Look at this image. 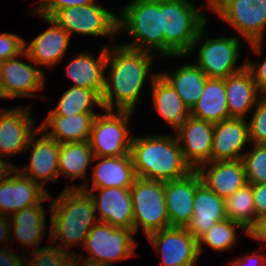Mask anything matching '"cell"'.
Wrapping results in <instances>:
<instances>
[{"label":"cell","instance_id":"cell-1","mask_svg":"<svg viewBox=\"0 0 266 266\" xmlns=\"http://www.w3.org/2000/svg\"><path fill=\"white\" fill-rule=\"evenodd\" d=\"M109 45L105 70L107 76L101 95L104 110L135 112L145 82L151 84L159 74V71H151L155 59L159 58L154 53L130 49L119 42Z\"/></svg>","mask_w":266,"mask_h":266},{"label":"cell","instance_id":"cell-2","mask_svg":"<svg viewBox=\"0 0 266 266\" xmlns=\"http://www.w3.org/2000/svg\"><path fill=\"white\" fill-rule=\"evenodd\" d=\"M50 200V242L75 255L72 248H81L98 222L94 200L81 188H64L56 197L50 194Z\"/></svg>","mask_w":266,"mask_h":266},{"label":"cell","instance_id":"cell-3","mask_svg":"<svg viewBox=\"0 0 266 266\" xmlns=\"http://www.w3.org/2000/svg\"><path fill=\"white\" fill-rule=\"evenodd\" d=\"M130 155L136 177L167 182L192 171L185 162L175 134L133 136Z\"/></svg>","mask_w":266,"mask_h":266},{"label":"cell","instance_id":"cell-4","mask_svg":"<svg viewBox=\"0 0 266 266\" xmlns=\"http://www.w3.org/2000/svg\"><path fill=\"white\" fill-rule=\"evenodd\" d=\"M205 3L197 7L191 0H162L163 59L187 58L200 30L209 22V15L202 10L210 11V2Z\"/></svg>","mask_w":266,"mask_h":266},{"label":"cell","instance_id":"cell-5","mask_svg":"<svg viewBox=\"0 0 266 266\" xmlns=\"http://www.w3.org/2000/svg\"><path fill=\"white\" fill-rule=\"evenodd\" d=\"M117 32L131 40L121 45L130 49L148 51L164 57L162 30V0H130L119 9ZM125 32V33H124Z\"/></svg>","mask_w":266,"mask_h":266},{"label":"cell","instance_id":"cell-6","mask_svg":"<svg viewBox=\"0 0 266 266\" xmlns=\"http://www.w3.org/2000/svg\"><path fill=\"white\" fill-rule=\"evenodd\" d=\"M210 12L238 33L254 55H262L266 43V0H212Z\"/></svg>","mask_w":266,"mask_h":266},{"label":"cell","instance_id":"cell-7","mask_svg":"<svg viewBox=\"0 0 266 266\" xmlns=\"http://www.w3.org/2000/svg\"><path fill=\"white\" fill-rule=\"evenodd\" d=\"M133 229L114 227L105 222H97L85 238L82 246L87 252L75 253L76 263L91 266H115L114 262L136 256Z\"/></svg>","mask_w":266,"mask_h":266},{"label":"cell","instance_id":"cell-8","mask_svg":"<svg viewBox=\"0 0 266 266\" xmlns=\"http://www.w3.org/2000/svg\"><path fill=\"white\" fill-rule=\"evenodd\" d=\"M208 24L209 22L200 30L186 56L196 52L197 57L194 63L208 78L225 79L243 70L246 67V60L237 63L241 58L240 47H243L239 35H219L212 38V35L208 36L205 33Z\"/></svg>","mask_w":266,"mask_h":266},{"label":"cell","instance_id":"cell-9","mask_svg":"<svg viewBox=\"0 0 266 266\" xmlns=\"http://www.w3.org/2000/svg\"><path fill=\"white\" fill-rule=\"evenodd\" d=\"M133 232L144 236L170 227L166 209L164 182L136 177L131 186Z\"/></svg>","mask_w":266,"mask_h":266},{"label":"cell","instance_id":"cell-10","mask_svg":"<svg viewBox=\"0 0 266 266\" xmlns=\"http://www.w3.org/2000/svg\"><path fill=\"white\" fill-rule=\"evenodd\" d=\"M133 111L103 110L95 116L89 143L94 156L124 157L130 154ZM131 135V136H130Z\"/></svg>","mask_w":266,"mask_h":266},{"label":"cell","instance_id":"cell-11","mask_svg":"<svg viewBox=\"0 0 266 266\" xmlns=\"http://www.w3.org/2000/svg\"><path fill=\"white\" fill-rule=\"evenodd\" d=\"M118 13L96 2L89 5L73 6L58 10L51 18L69 35L111 38L115 44Z\"/></svg>","mask_w":266,"mask_h":266},{"label":"cell","instance_id":"cell-12","mask_svg":"<svg viewBox=\"0 0 266 266\" xmlns=\"http://www.w3.org/2000/svg\"><path fill=\"white\" fill-rule=\"evenodd\" d=\"M22 58V60L20 59ZM26 59L27 61H24ZM46 75L24 51L21 55L1 61L0 98H44L40 92L46 91ZM39 91V92H38ZM39 93V94H38Z\"/></svg>","mask_w":266,"mask_h":266},{"label":"cell","instance_id":"cell-13","mask_svg":"<svg viewBox=\"0 0 266 266\" xmlns=\"http://www.w3.org/2000/svg\"><path fill=\"white\" fill-rule=\"evenodd\" d=\"M39 136H38V135ZM37 138V139H36ZM29 151V162L24 168L15 167L23 176L32 179L48 193V182L59 178L60 143L48 137L40 128L30 137L25 152Z\"/></svg>","mask_w":266,"mask_h":266},{"label":"cell","instance_id":"cell-14","mask_svg":"<svg viewBox=\"0 0 266 266\" xmlns=\"http://www.w3.org/2000/svg\"><path fill=\"white\" fill-rule=\"evenodd\" d=\"M146 238L161 256L160 266H195L200 258L198 241L185 227L170 226Z\"/></svg>","mask_w":266,"mask_h":266},{"label":"cell","instance_id":"cell-15","mask_svg":"<svg viewBox=\"0 0 266 266\" xmlns=\"http://www.w3.org/2000/svg\"><path fill=\"white\" fill-rule=\"evenodd\" d=\"M30 103L12 109L0 110V158L25 153L30 137L39 129L31 115ZM33 118V119H32Z\"/></svg>","mask_w":266,"mask_h":266},{"label":"cell","instance_id":"cell-16","mask_svg":"<svg viewBox=\"0 0 266 266\" xmlns=\"http://www.w3.org/2000/svg\"><path fill=\"white\" fill-rule=\"evenodd\" d=\"M29 14L37 15L50 26L48 25L47 29L36 35L30 43L25 40L24 51L41 70L44 66L53 69L65 58L71 36L52 18L39 15L34 10Z\"/></svg>","mask_w":266,"mask_h":266},{"label":"cell","instance_id":"cell-17","mask_svg":"<svg viewBox=\"0 0 266 266\" xmlns=\"http://www.w3.org/2000/svg\"><path fill=\"white\" fill-rule=\"evenodd\" d=\"M214 123L189 116L174 132L185 162L192 170L211 162Z\"/></svg>","mask_w":266,"mask_h":266},{"label":"cell","instance_id":"cell-18","mask_svg":"<svg viewBox=\"0 0 266 266\" xmlns=\"http://www.w3.org/2000/svg\"><path fill=\"white\" fill-rule=\"evenodd\" d=\"M50 200V193L15 168L0 181V213H13Z\"/></svg>","mask_w":266,"mask_h":266},{"label":"cell","instance_id":"cell-19","mask_svg":"<svg viewBox=\"0 0 266 266\" xmlns=\"http://www.w3.org/2000/svg\"><path fill=\"white\" fill-rule=\"evenodd\" d=\"M92 196L98 222L114 227L133 229V208L130 188L83 189Z\"/></svg>","mask_w":266,"mask_h":266},{"label":"cell","instance_id":"cell-20","mask_svg":"<svg viewBox=\"0 0 266 266\" xmlns=\"http://www.w3.org/2000/svg\"><path fill=\"white\" fill-rule=\"evenodd\" d=\"M249 145L247 119L229 118L214 123L211 161L241 160Z\"/></svg>","mask_w":266,"mask_h":266},{"label":"cell","instance_id":"cell-21","mask_svg":"<svg viewBox=\"0 0 266 266\" xmlns=\"http://www.w3.org/2000/svg\"><path fill=\"white\" fill-rule=\"evenodd\" d=\"M201 182L197 170L186 176L164 182L165 202L170 226L186 227L193 215L196 186Z\"/></svg>","mask_w":266,"mask_h":266},{"label":"cell","instance_id":"cell-22","mask_svg":"<svg viewBox=\"0 0 266 266\" xmlns=\"http://www.w3.org/2000/svg\"><path fill=\"white\" fill-rule=\"evenodd\" d=\"M108 45H103L98 56L94 53L78 52L70 56L64 71L74 87L95 90L100 96L105 86L106 56Z\"/></svg>","mask_w":266,"mask_h":266},{"label":"cell","instance_id":"cell-23","mask_svg":"<svg viewBox=\"0 0 266 266\" xmlns=\"http://www.w3.org/2000/svg\"><path fill=\"white\" fill-rule=\"evenodd\" d=\"M93 163L90 172V176L92 177L90 179L87 178V182L81 189L130 188L136 179L130 154L124 157L94 156Z\"/></svg>","mask_w":266,"mask_h":266},{"label":"cell","instance_id":"cell-24","mask_svg":"<svg viewBox=\"0 0 266 266\" xmlns=\"http://www.w3.org/2000/svg\"><path fill=\"white\" fill-rule=\"evenodd\" d=\"M197 171L201 181L223 199L248 184L242 160L211 161Z\"/></svg>","mask_w":266,"mask_h":266},{"label":"cell","instance_id":"cell-25","mask_svg":"<svg viewBox=\"0 0 266 266\" xmlns=\"http://www.w3.org/2000/svg\"><path fill=\"white\" fill-rule=\"evenodd\" d=\"M225 91L229 118L247 119L264 96L246 67L225 78Z\"/></svg>","mask_w":266,"mask_h":266},{"label":"cell","instance_id":"cell-26","mask_svg":"<svg viewBox=\"0 0 266 266\" xmlns=\"http://www.w3.org/2000/svg\"><path fill=\"white\" fill-rule=\"evenodd\" d=\"M42 204L21 209L10 216V244L12 245L15 239L22 247H25L24 249L27 247L25 253L40 248L39 245L46 236V227L48 228L46 224L47 210Z\"/></svg>","mask_w":266,"mask_h":266},{"label":"cell","instance_id":"cell-27","mask_svg":"<svg viewBox=\"0 0 266 266\" xmlns=\"http://www.w3.org/2000/svg\"><path fill=\"white\" fill-rule=\"evenodd\" d=\"M225 199L210 190L202 181L196 186L193 200V215L185 227L198 239L216 222L226 219Z\"/></svg>","mask_w":266,"mask_h":266},{"label":"cell","instance_id":"cell-28","mask_svg":"<svg viewBox=\"0 0 266 266\" xmlns=\"http://www.w3.org/2000/svg\"><path fill=\"white\" fill-rule=\"evenodd\" d=\"M98 113L59 116L49 110L39 128L58 143L83 142L90 138L93 120Z\"/></svg>","mask_w":266,"mask_h":266},{"label":"cell","instance_id":"cell-29","mask_svg":"<svg viewBox=\"0 0 266 266\" xmlns=\"http://www.w3.org/2000/svg\"><path fill=\"white\" fill-rule=\"evenodd\" d=\"M149 86L154 111L175 132L190 116V109L160 73Z\"/></svg>","mask_w":266,"mask_h":266},{"label":"cell","instance_id":"cell-30","mask_svg":"<svg viewBox=\"0 0 266 266\" xmlns=\"http://www.w3.org/2000/svg\"><path fill=\"white\" fill-rule=\"evenodd\" d=\"M94 153L89 140L83 142H66L60 144L59 155V176L67 177L72 183H68L64 188H82L87 182L88 168L93 164ZM90 166V167H89ZM87 175V176H86ZM84 179L79 184H74L76 180Z\"/></svg>","mask_w":266,"mask_h":266},{"label":"cell","instance_id":"cell-31","mask_svg":"<svg viewBox=\"0 0 266 266\" xmlns=\"http://www.w3.org/2000/svg\"><path fill=\"white\" fill-rule=\"evenodd\" d=\"M183 63L173 68L159 70L160 74L172 85L184 104L191 110L203 93L208 77L195 64Z\"/></svg>","mask_w":266,"mask_h":266},{"label":"cell","instance_id":"cell-32","mask_svg":"<svg viewBox=\"0 0 266 266\" xmlns=\"http://www.w3.org/2000/svg\"><path fill=\"white\" fill-rule=\"evenodd\" d=\"M190 115L212 123L229 119L225 79L208 78L203 93L190 110Z\"/></svg>","mask_w":266,"mask_h":266},{"label":"cell","instance_id":"cell-33","mask_svg":"<svg viewBox=\"0 0 266 266\" xmlns=\"http://www.w3.org/2000/svg\"><path fill=\"white\" fill-rule=\"evenodd\" d=\"M95 106L101 111L104 110L101 96L95 90L70 86L51 110L56 115L67 117L81 113H97Z\"/></svg>","mask_w":266,"mask_h":266},{"label":"cell","instance_id":"cell-34","mask_svg":"<svg viewBox=\"0 0 266 266\" xmlns=\"http://www.w3.org/2000/svg\"><path fill=\"white\" fill-rule=\"evenodd\" d=\"M238 229L248 236V232L237 222L226 218L220 222H216L208 231L201 235L198 241V251L200 256L208 247L216 252L233 251V247L237 244L239 238ZM205 245V247H204Z\"/></svg>","mask_w":266,"mask_h":266},{"label":"cell","instance_id":"cell-35","mask_svg":"<svg viewBox=\"0 0 266 266\" xmlns=\"http://www.w3.org/2000/svg\"><path fill=\"white\" fill-rule=\"evenodd\" d=\"M226 217L249 232L257 223L252 185L246 184L225 199Z\"/></svg>","mask_w":266,"mask_h":266},{"label":"cell","instance_id":"cell-36","mask_svg":"<svg viewBox=\"0 0 266 266\" xmlns=\"http://www.w3.org/2000/svg\"><path fill=\"white\" fill-rule=\"evenodd\" d=\"M48 239L49 245L26 253V266H76L73 254L50 242V229Z\"/></svg>","mask_w":266,"mask_h":266},{"label":"cell","instance_id":"cell-37","mask_svg":"<svg viewBox=\"0 0 266 266\" xmlns=\"http://www.w3.org/2000/svg\"><path fill=\"white\" fill-rule=\"evenodd\" d=\"M243 156L247 183L251 185L266 183V144L251 143Z\"/></svg>","mask_w":266,"mask_h":266},{"label":"cell","instance_id":"cell-38","mask_svg":"<svg viewBox=\"0 0 266 266\" xmlns=\"http://www.w3.org/2000/svg\"><path fill=\"white\" fill-rule=\"evenodd\" d=\"M247 118L251 143L266 144V96L256 104ZM251 117V118H250Z\"/></svg>","mask_w":266,"mask_h":266},{"label":"cell","instance_id":"cell-39","mask_svg":"<svg viewBox=\"0 0 266 266\" xmlns=\"http://www.w3.org/2000/svg\"><path fill=\"white\" fill-rule=\"evenodd\" d=\"M25 39L16 33H0V61L11 59L24 52Z\"/></svg>","mask_w":266,"mask_h":266},{"label":"cell","instance_id":"cell-40","mask_svg":"<svg viewBox=\"0 0 266 266\" xmlns=\"http://www.w3.org/2000/svg\"><path fill=\"white\" fill-rule=\"evenodd\" d=\"M96 2L97 0H42L34 11L39 15L51 18L60 9L89 5Z\"/></svg>","mask_w":266,"mask_h":266},{"label":"cell","instance_id":"cell-41","mask_svg":"<svg viewBox=\"0 0 266 266\" xmlns=\"http://www.w3.org/2000/svg\"><path fill=\"white\" fill-rule=\"evenodd\" d=\"M246 56V68L250 71L253 80L257 84L258 88L265 93L266 92V56L261 62L251 60V58Z\"/></svg>","mask_w":266,"mask_h":266},{"label":"cell","instance_id":"cell-42","mask_svg":"<svg viewBox=\"0 0 266 266\" xmlns=\"http://www.w3.org/2000/svg\"><path fill=\"white\" fill-rule=\"evenodd\" d=\"M231 266H266V254L260 252L259 249L252 252L244 253L242 256L228 262Z\"/></svg>","mask_w":266,"mask_h":266},{"label":"cell","instance_id":"cell-43","mask_svg":"<svg viewBox=\"0 0 266 266\" xmlns=\"http://www.w3.org/2000/svg\"><path fill=\"white\" fill-rule=\"evenodd\" d=\"M13 249L11 246H0V266H26V253L19 256Z\"/></svg>","mask_w":266,"mask_h":266},{"label":"cell","instance_id":"cell-44","mask_svg":"<svg viewBox=\"0 0 266 266\" xmlns=\"http://www.w3.org/2000/svg\"><path fill=\"white\" fill-rule=\"evenodd\" d=\"M257 221L266 216V183L252 185Z\"/></svg>","mask_w":266,"mask_h":266},{"label":"cell","instance_id":"cell-45","mask_svg":"<svg viewBox=\"0 0 266 266\" xmlns=\"http://www.w3.org/2000/svg\"><path fill=\"white\" fill-rule=\"evenodd\" d=\"M248 237L254 240L261 241V250L265 248L266 250V216L259 219L256 225L248 232Z\"/></svg>","mask_w":266,"mask_h":266},{"label":"cell","instance_id":"cell-46","mask_svg":"<svg viewBox=\"0 0 266 266\" xmlns=\"http://www.w3.org/2000/svg\"><path fill=\"white\" fill-rule=\"evenodd\" d=\"M10 230H11L10 216L0 213V243H3V247L11 246Z\"/></svg>","mask_w":266,"mask_h":266},{"label":"cell","instance_id":"cell-47","mask_svg":"<svg viewBox=\"0 0 266 266\" xmlns=\"http://www.w3.org/2000/svg\"><path fill=\"white\" fill-rule=\"evenodd\" d=\"M16 164L0 158V181L13 171Z\"/></svg>","mask_w":266,"mask_h":266},{"label":"cell","instance_id":"cell-48","mask_svg":"<svg viewBox=\"0 0 266 266\" xmlns=\"http://www.w3.org/2000/svg\"><path fill=\"white\" fill-rule=\"evenodd\" d=\"M76 266H91V265L76 263Z\"/></svg>","mask_w":266,"mask_h":266},{"label":"cell","instance_id":"cell-49","mask_svg":"<svg viewBox=\"0 0 266 266\" xmlns=\"http://www.w3.org/2000/svg\"><path fill=\"white\" fill-rule=\"evenodd\" d=\"M38 1H39V4L33 10H35L40 5V3L42 2V0H38Z\"/></svg>","mask_w":266,"mask_h":266}]
</instances>
